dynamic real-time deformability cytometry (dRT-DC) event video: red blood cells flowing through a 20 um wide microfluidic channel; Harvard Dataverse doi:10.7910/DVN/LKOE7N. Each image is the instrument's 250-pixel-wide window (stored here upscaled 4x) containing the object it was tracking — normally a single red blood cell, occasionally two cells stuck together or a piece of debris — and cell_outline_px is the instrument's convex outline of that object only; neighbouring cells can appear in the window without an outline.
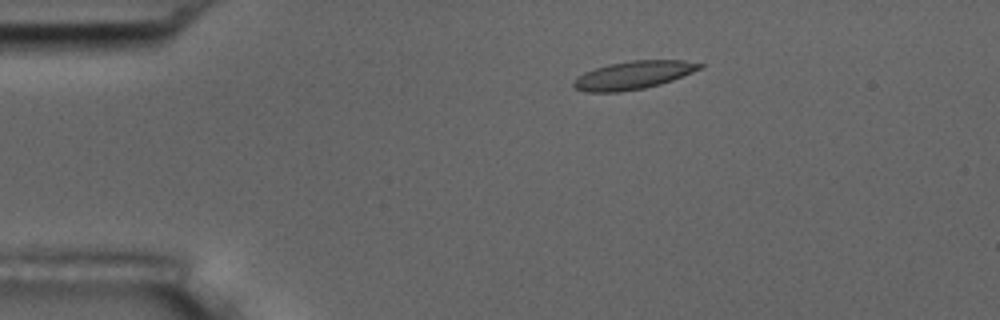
{"species": "common noctule bat (a hibernating species)", "species_latin": "Nyctalus noctula", "temperature_condition": "room temperature", "stored_images_in_passage": 9, "camera_frame_rate_fps": 3000, "um_per_image_px": 0.085, "animal": {"sex": "male", "body_mass_g": 17.5, "forearm_length_mm": 52.3}, "frame": {"image": 1, "passage_image": 2, "time_ms": 1.333, "image_size_px": [1000, 320], "cell_outline_px": [[704, 64], [700, 68], [692, 72], [672, 80], [660, 84], [644, 88], [620, 92], [584, 92], [576, 88], [572, 84], [584, 72], [608, 64], [632, 60], [684, 60]], "centroid_in_image_um": [53.83, 6.38], "position_along_channel_um": 31.2, "area_um2": 20.4}}
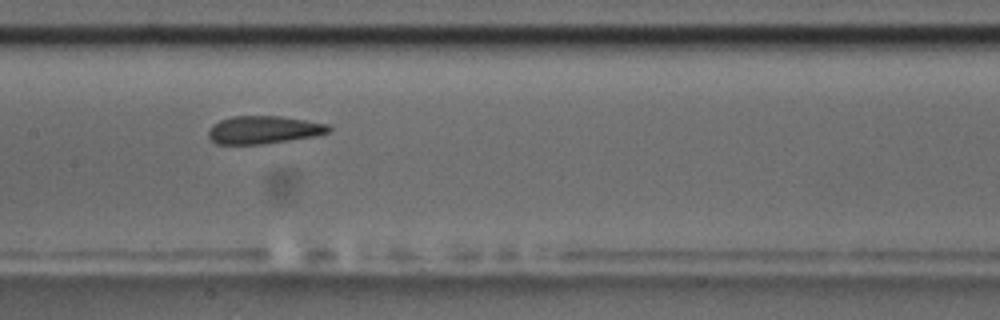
{"frame": {"image": 2, "passage_image": 7, "time_ms": 7.0, "image_size_px": [1000, 320], "cell_outline_px": [[332, 128], [328, 132], [312, 136], [264, 144], [216, 144], [208, 136], [208, 132], [212, 124], [220, 120], [232, 116], [280, 116], [328, 124]], "centroid_in_image_um": [22.37, 11.03], "position_along_channel_um": 185.0, "area_um2": 19.36}}
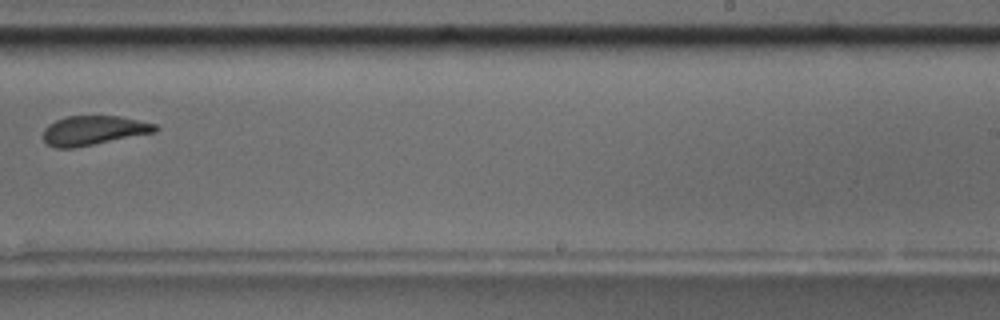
{"frame": {"image": 3, "passage_image": 9, "time_ms": 9.667, "image_size_px": [1000, 320], "cell_outline_px": [[160, 128], [156, 132], [72, 148], [56, 148], [48, 144], [44, 140], [44, 128], [48, 124], [64, 116], [120, 116], [156, 124]], "centroid_in_image_um": [7.95, 11.07], "position_along_channel_um": 281.0, "area_um2": 19.07}}